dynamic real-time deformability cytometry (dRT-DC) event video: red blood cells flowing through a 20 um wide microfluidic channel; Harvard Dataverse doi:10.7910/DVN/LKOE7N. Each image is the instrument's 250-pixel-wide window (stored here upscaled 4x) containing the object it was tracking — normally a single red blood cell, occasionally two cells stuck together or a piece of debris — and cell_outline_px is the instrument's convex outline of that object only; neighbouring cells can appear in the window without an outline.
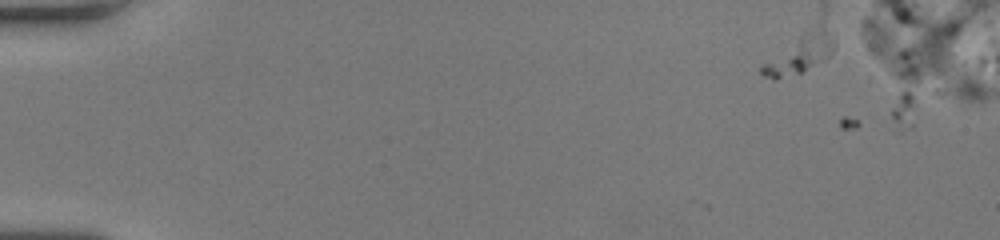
{"species": "human", "species_latin": "Homo sapiens", "temperature_condition": "room temperature", "stored_images_in_passage": 11, "camera_frame_rate_fps": 3000, "um_per_image_px": 0.085, "donor": {"sex": "female"}, "frame": {"image": 1, "passage_image": 11, "time_ms": 3.333, "image_size_px": [1000, 240], "cell_outline_px": [[832, 52], [824, 60], [800, 72], [776, 80], [772, 80], [764, 76], [760, 72], [760, 64], [804, 32], [816, 24], [824, 28], [832, 44]], "centroid_in_image_um": [67.87, 4.63], "position_along_channel_um": 17.1, "area_um2": 15.55}}